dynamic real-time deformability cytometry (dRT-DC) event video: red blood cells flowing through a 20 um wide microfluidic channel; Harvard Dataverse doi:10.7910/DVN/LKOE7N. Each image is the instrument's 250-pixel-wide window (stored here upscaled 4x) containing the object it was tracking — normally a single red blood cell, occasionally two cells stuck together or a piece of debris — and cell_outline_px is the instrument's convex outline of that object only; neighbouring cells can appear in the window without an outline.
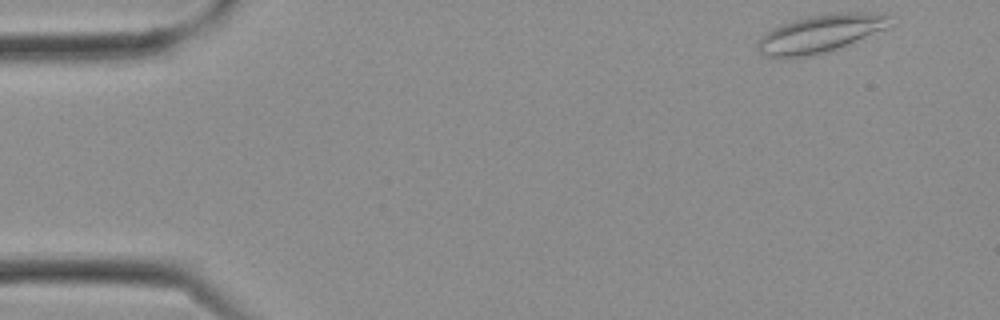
{"species": "Egyptian fruit bat (a non-hibernating species)", "species_latin": "Rousettus aegyptiacus", "temperature_condition": "cold", "stored_images_in_passage": 7, "camera_frame_rate_fps": 3000, "um_per_image_px": 0.085, "frame": {"image": 1, "passage_image": 1, "time_ms": 0.0, "image_size_px": [1000, 320], "cell_outline_px": [[892, 16], [884, 28], [828, 52], [812, 56], [784, 60], [764, 56], [756, 48], [756, 44], [760, 36], [764, 32], [780, 24], [812, 16], [840, 12], [872, 12]], "centroid_in_image_um": [69.58, 2.9], "position_along_channel_um": 15.4, "area_um2": 29.19}}